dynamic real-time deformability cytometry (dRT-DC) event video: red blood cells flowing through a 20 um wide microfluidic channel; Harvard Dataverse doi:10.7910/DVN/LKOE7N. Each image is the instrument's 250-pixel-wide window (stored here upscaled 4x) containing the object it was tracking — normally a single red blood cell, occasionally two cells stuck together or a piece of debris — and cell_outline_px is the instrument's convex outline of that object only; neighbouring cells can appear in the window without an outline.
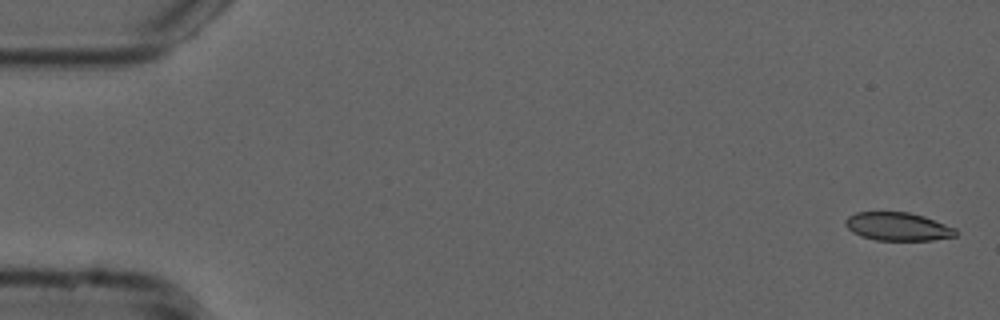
{"species": "common noctule bat (a hibernating species)", "species_latin": "Nyctalus noctula", "temperature_condition": "cold", "stored_images_in_passage": 54, "camera_frame_rate_fps": 3000, "um_per_image_px": 0.085, "animal": {"sex": "male", "forearm_length_mm": 52.5}, "frame": {"image": 1, "passage_image": 1, "time_ms": 0.0, "image_size_px": [1000, 320], "cell_outline_px": [[956, 236], [932, 240], [876, 240], [860, 236], [852, 232], [844, 224], [844, 220], [848, 216], [856, 212], [908, 212], [924, 216], [956, 228]], "centroid_in_image_um": [76.29, 19.25], "position_along_channel_um": 8.7, "area_um2": 18.21}}
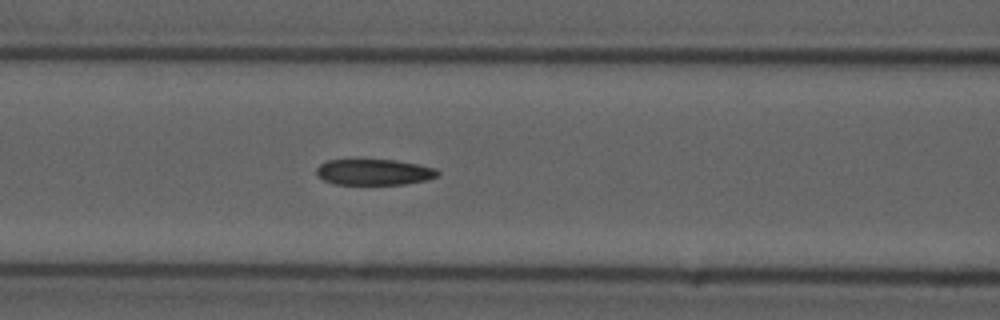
{"frame": {"image": 2, "passage_image": 22, "time_ms": 7.0, "image_size_px": [1000, 320], "cell_outline_px": [[440, 172], [436, 176], [428, 180], [404, 184], [336, 184], [324, 180], [316, 172], [316, 168], [320, 164], [328, 160], [396, 160], [436, 168]], "centroid_in_image_um": [31.82, 14.63], "position_along_channel_um": 134.8, "area_um2": 18.15}}
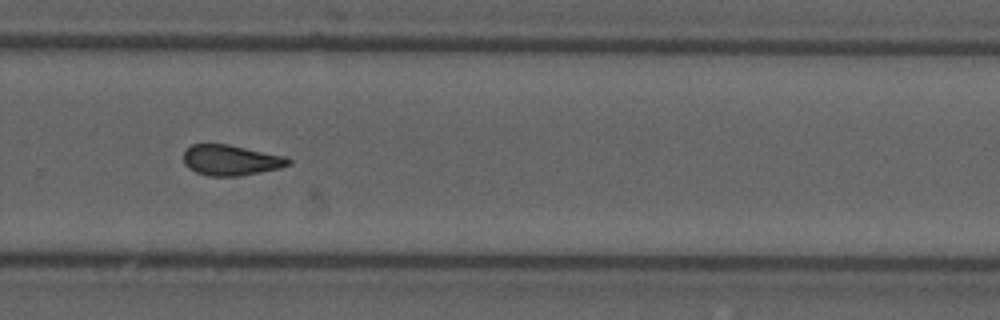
{"frame": {"image": 3, "passage_image": 36, "time_ms": 11.667, "image_size_px": [1000, 320], "cell_outline_px": [[292, 164], [280, 168], [236, 176], [208, 176], [196, 172], [188, 168], [184, 164], [184, 152], [192, 144], [228, 144], [288, 156], [292, 160]], "centroid_in_image_um": [19.66, 13.61], "position_along_channel_um": 310.1, "area_um2": 18.79}, "authors_computed_cell_mechanics": {"area_um2": 19.0451, "velocity_mm_per_s": 3.7685, "shape_relaxation_time_tau1_ms": null, "shape_relaxation_time_tau2_ms": 5.0637, "deformation_change_tau1": null, "deformation_change_tau2": 0.1406}}